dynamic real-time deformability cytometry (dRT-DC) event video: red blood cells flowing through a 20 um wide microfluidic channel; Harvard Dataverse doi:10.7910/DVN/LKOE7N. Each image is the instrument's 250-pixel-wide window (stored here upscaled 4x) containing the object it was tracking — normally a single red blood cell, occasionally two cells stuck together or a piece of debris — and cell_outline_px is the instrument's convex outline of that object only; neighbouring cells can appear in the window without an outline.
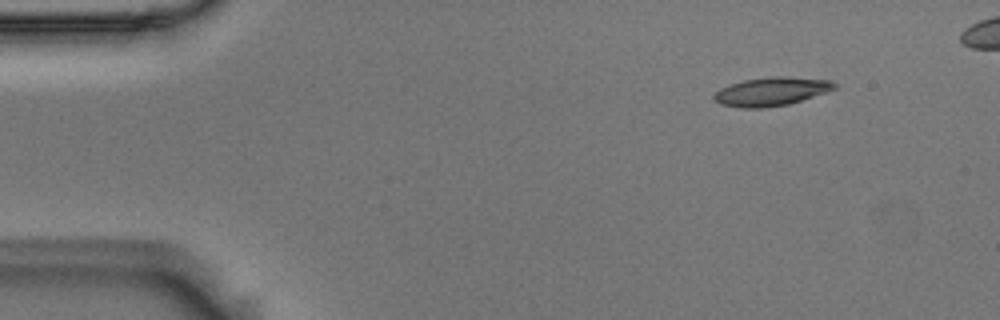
{"species": "Egyptian fruit bat (a non-hibernating species)", "species_latin": "Rousettus aegyptiacus", "temperature_condition": "room temperature", "stored_images_in_passage": 5, "camera_frame_rate_fps": 3000, "um_per_image_px": 0.085, "animal": {"sex": "male"}, "frame": {"image": 1, "passage_image": 1, "time_ms": 0.0, "image_size_px": [1000, 320], "cell_outline_px": [[836, 88], [828, 92], [788, 104], [760, 108], [740, 108], [720, 104], [712, 96], [720, 88], [744, 80], [776, 76], [784, 76], [832, 80], [836, 84]], "centroid_in_image_um": [65.59, 7.78], "position_along_channel_um": 19.4, "area_um2": 19.94}}